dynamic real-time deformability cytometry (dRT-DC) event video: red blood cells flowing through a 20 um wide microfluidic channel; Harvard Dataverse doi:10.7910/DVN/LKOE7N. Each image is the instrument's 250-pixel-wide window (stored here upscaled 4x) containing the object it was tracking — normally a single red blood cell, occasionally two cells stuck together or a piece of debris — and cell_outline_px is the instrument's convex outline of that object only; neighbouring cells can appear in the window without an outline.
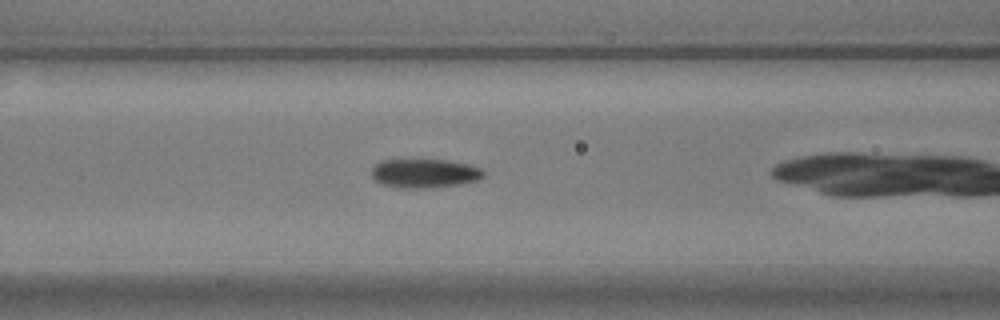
{"species": "common noctule bat (a hibernating species)", "species_latin": "Nyctalus noctula", "temperature_condition": "warm", "stored_images_in_passage": 13, "camera_frame_rate_fps": 3000, "um_per_image_px": 0.085, "animal": {"sex": "male", "body_mass_g": 17.9}, "frame": {"image": 1, "passage_image": 8, "time_ms": 2.333, "image_size_px": [1000, 320], "cell_outline_px": [[484, 176], [476, 180], [456, 184], [424, 188], [404, 188], [380, 184], [372, 176], [372, 168], [380, 160], [448, 160], [468, 164], [480, 168], [484, 172]], "centroid_in_image_um": [36.06, 14.72], "position_along_channel_um": 130.5, "area_um2": 18.61}}
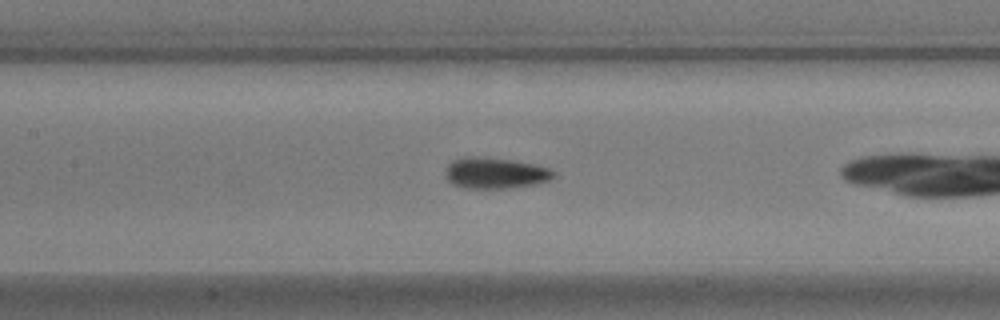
{"frame": {"image": 2, "passage_image": 11, "time_ms": 3.333, "image_size_px": [1000, 320], "cell_outline_px": [[556, 176], [548, 180], [536, 184], [508, 188], [464, 188], [452, 184], [444, 176], [444, 168], [452, 160], [464, 156], [468, 156], [512, 160], [536, 164], [548, 168], [556, 172]], "centroid_in_image_um": [42.06, 14.71], "position_along_channel_um": 165.3, "area_um2": 19.77}}